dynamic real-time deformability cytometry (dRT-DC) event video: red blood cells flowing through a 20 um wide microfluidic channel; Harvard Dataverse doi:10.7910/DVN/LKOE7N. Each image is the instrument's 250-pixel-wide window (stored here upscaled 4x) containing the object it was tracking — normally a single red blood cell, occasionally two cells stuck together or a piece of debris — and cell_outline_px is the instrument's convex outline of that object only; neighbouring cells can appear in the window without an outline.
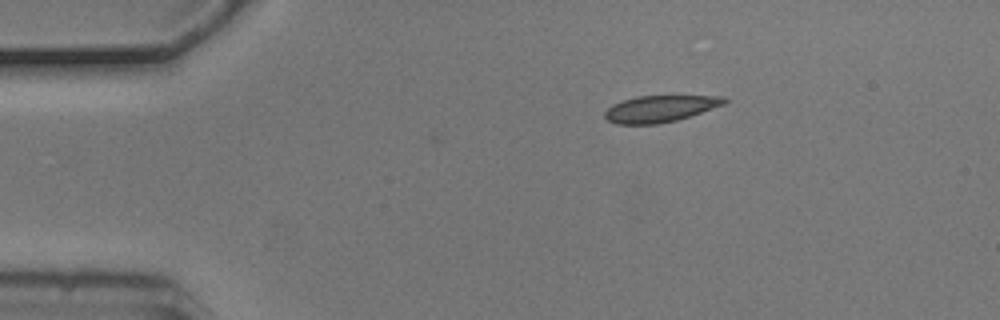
{"species": "common noctule bat (a hibernating species)", "species_latin": "Nyctalus noctula", "temperature_condition": "cold", "stored_images_in_passage": 2, "camera_frame_rate_fps": 3000, "um_per_image_px": 0.085, "animal": {"sex": "male", "body_mass_g": 20.5, "forearm_length_mm": 52.5}, "frame": {"image": 1, "passage_image": 2, "time_ms": 0.333, "image_size_px": [1000, 320], "cell_outline_px": [[728, 100], [724, 104], [676, 120], [656, 124], [616, 124], [608, 120], [604, 116], [604, 112], [612, 104], [636, 96], [724, 96]], "centroid_in_image_um": [56.07, 9.24], "position_along_channel_um": 28.9, "area_um2": 18.26}}